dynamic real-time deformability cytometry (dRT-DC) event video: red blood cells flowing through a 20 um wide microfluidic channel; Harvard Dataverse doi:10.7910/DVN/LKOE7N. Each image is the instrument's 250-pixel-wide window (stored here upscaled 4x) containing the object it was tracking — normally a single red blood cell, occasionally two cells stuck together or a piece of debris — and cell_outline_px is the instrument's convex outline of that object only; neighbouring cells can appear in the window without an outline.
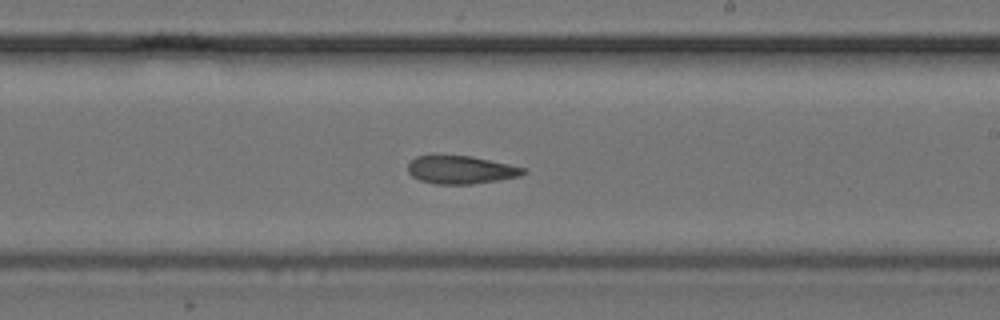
{"species": "common noctule bat (a hibernating species)", "species_latin": "Nyctalus noctula", "temperature_condition": "cold", "stored_images_in_passage": 25, "camera_frame_rate_fps": 3000, "um_per_image_px": 0.085, "animal": {"sex": "female", "body_mass_g": 24.6, "forearm_length_mm": 56.2}, "frame": {"image": 1, "passage_image": 11, "time_ms": 3.333, "image_size_px": [1000, 320], "cell_outline_px": [[528, 172], [520, 176], [472, 184], [436, 184], [420, 180], [412, 176], [408, 172], [408, 164], [416, 156], [472, 156], [508, 164], [524, 168]], "centroid_in_image_um": [39.17, 14.44], "position_along_channel_um": 249.8, "area_um2": 18.61}}
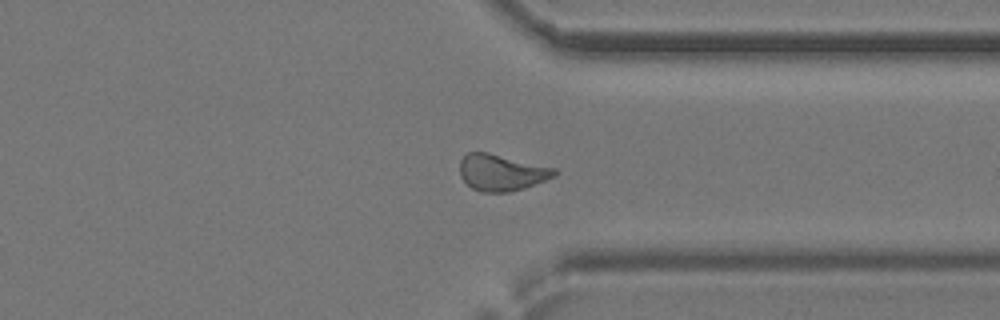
{"frame": {"image": 2, "passage_image": 17, "time_ms": 5.333, "image_size_px": [1000, 320], "cell_outline_px": [[560, 172], [556, 176], [524, 188], [512, 192], [480, 192], [472, 188], [460, 176], [460, 160], [468, 152], [488, 152], [556, 168]], "centroid_in_image_um": [42.65, 14.66], "position_along_channel_um": 368.7, "area_um2": 20.23}}